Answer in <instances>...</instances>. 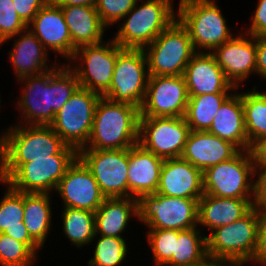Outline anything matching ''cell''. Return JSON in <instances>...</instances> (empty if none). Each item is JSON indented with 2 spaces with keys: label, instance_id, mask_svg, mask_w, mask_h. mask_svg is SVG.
Instances as JSON below:
<instances>
[{
  "label": "cell",
  "instance_id": "e0dca14e",
  "mask_svg": "<svg viewBox=\"0 0 266 266\" xmlns=\"http://www.w3.org/2000/svg\"><path fill=\"white\" fill-rule=\"evenodd\" d=\"M54 192L60 195L62 207L92 212L106 199L94 176L78 157L68 167Z\"/></svg>",
  "mask_w": 266,
  "mask_h": 266
},
{
  "label": "cell",
  "instance_id": "ba28073f",
  "mask_svg": "<svg viewBox=\"0 0 266 266\" xmlns=\"http://www.w3.org/2000/svg\"><path fill=\"white\" fill-rule=\"evenodd\" d=\"M256 171L249 150L203 172L204 194L255 200Z\"/></svg>",
  "mask_w": 266,
  "mask_h": 266
},
{
  "label": "cell",
  "instance_id": "d4e9b609",
  "mask_svg": "<svg viewBox=\"0 0 266 266\" xmlns=\"http://www.w3.org/2000/svg\"><path fill=\"white\" fill-rule=\"evenodd\" d=\"M255 206V200L224 198L203 194L198 201V227L210 232L242 218Z\"/></svg>",
  "mask_w": 266,
  "mask_h": 266
},
{
  "label": "cell",
  "instance_id": "60d3db41",
  "mask_svg": "<svg viewBox=\"0 0 266 266\" xmlns=\"http://www.w3.org/2000/svg\"><path fill=\"white\" fill-rule=\"evenodd\" d=\"M14 7L22 19L28 25L36 16L38 11L50 0H12Z\"/></svg>",
  "mask_w": 266,
  "mask_h": 266
},
{
  "label": "cell",
  "instance_id": "ab89813d",
  "mask_svg": "<svg viewBox=\"0 0 266 266\" xmlns=\"http://www.w3.org/2000/svg\"><path fill=\"white\" fill-rule=\"evenodd\" d=\"M255 10L251 16V23L244 29V33L254 37L266 36V0H257Z\"/></svg>",
  "mask_w": 266,
  "mask_h": 266
},
{
  "label": "cell",
  "instance_id": "f1b7e54d",
  "mask_svg": "<svg viewBox=\"0 0 266 266\" xmlns=\"http://www.w3.org/2000/svg\"><path fill=\"white\" fill-rule=\"evenodd\" d=\"M0 184L7 188L0 200V233L25 243L38 256L42 247L30 236L23 222L24 193L13 190L3 181Z\"/></svg>",
  "mask_w": 266,
  "mask_h": 266
},
{
  "label": "cell",
  "instance_id": "1f68e13d",
  "mask_svg": "<svg viewBox=\"0 0 266 266\" xmlns=\"http://www.w3.org/2000/svg\"><path fill=\"white\" fill-rule=\"evenodd\" d=\"M62 218V233L70 241L71 246L83 248L92 244L96 235L95 212L63 207L60 213Z\"/></svg>",
  "mask_w": 266,
  "mask_h": 266
},
{
  "label": "cell",
  "instance_id": "bcb514c9",
  "mask_svg": "<svg viewBox=\"0 0 266 266\" xmlns=\"http://www.w3.org/2000/svg\"><path fill=\"white\" fill-rule=\"evenodd\" d=\"M58 6H95L97 0H52Z\"/></svg>",
  "mask_w": 266,
  "mask_h": 266
},
{
  "label": "cell",
  "instance_id": "2e32d148",
  "mask_svg": "<svg viewBox=\"0 0 266 266\" xmlns=\"http://www.w3.org/2000/svg\"><path fill=\"white\" fill-rule=\"evenodd\" d=\"M188 100L183 75L149 76L140 117H184Z\"/></svg>",
  "mask_w": 266,
  "mask_h": 266
},
{
  "label": "cell",
  "instance_id": "52a82bcc",
  "mask_svg": "<svg viewBox=\"0 0 266 266\" xmlns=\"http://www.w3.org/2000/svg\"><path fill=\"white\" fill-rule=\"evenodd\" d=\"M149 76H180L197 53L186 27L175 19L144 48Z\"/></svg>",
  "mask_w": 266,
  "mask_h": 266
},
{
  "label": "cell",
  "instance_id": "5b68a950",
  "mask_svg": "<svg viewBox=\"0 0 266 266\" xmlns=\"http://www.w3.org/2000/svg\"><path fill=\"white\" fill-rule=\"evenodd\" d=\"M259 218L260 208L254 206L242 218L207 233L208 257L236 266L252 264L258 245Z\"/></svg>",
  "mask_w": 266,
  "mask_h": 266
},
{
  "label": "cell",
  "instance_id": "9c48e42d",
  "mask_svg": "<svg viewBox=\"0 0 266 266\" xmlns=\"http://www.w3.org/2000/svg\"><path fill=\"white\" fill-rule=\"evenodd\" d=\"M123 49L109 38L79 47L66 65L76 74L80 87L103 95L112 83L117 55Z\"/></svg>",
  "mask_w": 266,
  "mask_h": 266
},
{
  "label": "cell",
  "instance_id": "f6af8a7d",
  "mask_svg": "<svg viewBox=\"0 0 266 266\" xmlns=\"http://www.w3.org/2000/svg\"><path fill=\"white\" fill-rule=\"evenodd\" d=\"M256 75L266 81V36L256 37Z\"/></svg>",
  "mask_w": 266,
  "mask_h": 266
},
{
  "label": "cell",
  "instance_id": "5bb4252c",
  "mask_svg": "<svg viewBox=\"0 0 266 266\" xmlns=\"http://www.w3.org/2000/svg\"><path fill=\"white\" fill-rule=\"evenodd\" d=\"M78 154H55L50 158H32L23 163L6 181L21 193H54L57 184Z\"/></svg>",
  "mask_w": 266,
  "mask_h": 266
},
{
  "label": "cell",
  "instance_id": "b9f144b4",
  "mask_svg": "<svg viewBox=\"0 0 266 266\" xmlns=\"http://www.w3.org/2000/svg\"><path fill=\"white\" fill-rule=\"evenodd\" d=\"M266 264V209L260 208L258 226V245L253 259V265Z\"/></svg>",
  "mask_w": 266,
  "mask_h": 266
},
{
  "label": "cell",
  "instance_id": "7a4b0ae2",
  "mask_svg": "<svg viewBox=\"0 0 266 266\" xmlns=\"http://www.w3.org/2000/svg\"><path fill=\"white\" fill-rule=\"evenodd\" d=\"M5 130L0 135V181L3 182L32 158L78 154L63 142L50 125L14 124Z\"/></svg>",
  "mask_w": 266,
  "mask_h": 266
},
{
  "label": "cell",
  "instance_id": "f35d334b",
  "mask_svg": "<svg viewBox=\"0 0 266 266\" xmlns=\"http://www.w3.org/2000/svg\"><path fill=\"white\" fill-rule=\"evenodd\" d=\"M27 29L12 0H0V44Z\"/></svg>",
  "mask_w": 266,
  "mask_h": 266
},
{
  "label": "cell",
  "instance_id": "8d00e7d4",
  "mask_svg": "<svg viewBox=\"0 0 266 266\" xmlns=\"http://www.w3.org/2000/svg\"><path fill=\"white\" fill-rule=\"evenodd\" d=\"M146 239L151 248L153 266H165L175 252V229H148Z\"/></svg>",
  "mask_w": 266,
  "mask_h": 266
},
{
  "label": "cell",
  "instance_id": "7bdbcfd3",
  "mask_svg": "<svg viewBox=\"0 0 266 266\" xmlns=\"http://www.w3.org/2000/svg\"><path fill=\"white\" fill-rule=\"evenodd\" d=\"M255 171L266 167V136L255 140L249 148Z\"/></svg>",
  "mask_w": 266,
  "mask_h": 266
},
{
  "label": "cell",
  "instance_id": "6da1fadb",
  "mask_svg": "<svg viewBox=\"0 0 266 266\" xmlns=\"http://www.w3.org/2000/svg\"><path fill=\"white\" fill-rule=\"evenodd\" d=\"M18 79L22 92L15 106L22 119L17 124L50 125L62 106L80 87L76 74L66 65Z\"/></svg>",
  "mask_w": 266,
  "mask_h": 266
},
{
  "label": "cell",
  "instance_id": "836d02e7",
  "mask_svg": "<svg viewBox=\"0 0 266 266\" xmlns=\"http://www.w3.org/2000/svg\"><path fill=\"white\" fill-rule=\"evenodd\" d=\"M248 91V92H247ZM242 92L244 123L250 145L260 137L266 136V92L259 91L256 85L252 90Z\"/></svg>",
  "mask_w": 266,
  "mask_h": 266
},
{
  "label": "cell",
  "instance_id": "4dcf8cb0",
  "mask_svg": "<svg viewBox=\"0 0 266 266\" xmlns=\"http://www.w3.org/2000/svg\"><path fill=\"white\" fill-rule=\"evenodd\" d=\"M197 226L187 230H175V252L165 266H192L207 257L206 234Z\"/></svg>",
  "mask_w": 266,
  "mask_h": 266
},
{
  "label": "cell",
  "instance_id": "603a6c76",
  "mask_svg": "<svg viewBox=\"0 0 266 266\" xmlns=\"http://www.w3.org/2000/svg\"><path fill=\"white\" fill-rule=\"evenodd\" d=\"M240 151L232 142L207 131H190L181 158L204 172L232 159Z\"/></svg>",
  "mask_w": 266,
  "mask_h": 266
},
{
  "label": "cell",
  "instance_id": "d6986e66",
  "mask_svg": "<svg viewBox=\"0 0 266 266\" xmlns=\"http://www.w3.org/2000/svg\"><path fill=\"white\" fill-rule=\"evenodd\" d=\"M27 28L42 43L45 49L65 58L66 64L73 56V44L60 6L50 0L43 6ZM60 54V55H59Z\"/></svg>",
  "mask_w": 266,
  "mask_h": 266
},
{
  "label": "cell",
  "instance_id": "277c9868",
  "mask_svg": "<svg viewBox=\"0 0 266 266\" xmlns=\"http://www.w3.org/2000/svg\"><path fill=\"white\" fill-rule=\"evenodd\" d=\"M173 3L172 0H137L120 20L122 24L119 23L112 39L122 48L144 49L177 19Z\"/></svg>",
  "mask_w": 266,
  "mask_h": 266
},
{
  "label": "cell",
  "instance_id": "c3c4849f",
  "mask_svg": "<svg viewBox=\"0 0 266 266\" xmlns=\"http://www.w3.org/2000/svg\"><path fill=\"white\" fill-rule=\"evenodd\" d=\"M252 266H253V265H252ZM259 266H266V264H260V263H259Z\"/></svg>",
  "mask_w": 266,
  "mask_h": 266
},
{
  "label": "cell",
  "instance_id": "4fadbf2b",
  "mask_svg": "<svg viewBox=\"0 0 266 266\" xmlns=\"http://www.w3.org/2000/svg\"><path fill=\"white\" fill-rule=\"evenodd\" d=\"M190 133L184 117H140L139 141L162 159L179 158Z\"/></svg>",
  "mask_w": 266,
  "mask_h": 266
},
{
  "label": "cell",
  "instance_id": "e575fe53",
  "mask_svg": "<svg viewBox=\"0 0 266 266\" xmlns=\"http://www.w3.org/2000/svg\"><path fill=\"white\" fill-rule=\"evenodd\" d=\"M94 240V255L87 262L89 266H120L126 261L130 249L125 238L95 235L92 242Z\"/></svg>",
  "mask_w": 266,
  "mask_h": 266
},
{
  "label": "cell",
  "instance_id": "ac0fdd59",
  "mask_svg": "<svg viewBox=\"0 0 266 266\" xmlns=\"http://www.w3.org/2000/svg\"><path fill=\"white\" fill-rule=\"evenodd\" d=\"M240 33V34H239ZM211 54L225 73L226 78L237 88L243 86L249 76L256 75V37L239 31L237 36L214 49ZM241 83V84H240Z\"/></svg>",
  "mask_w": 266,
  "mask_h": 266
},
{
  "label": "cell",
  "instance_id": "7c38bea8",
  "mask_svg": "<svg viewBox=\"0 0 266 266\" xmlns=\"http://www.w3.org/2000/svg\"><path fill=\"white\" fill-rule=\"evenodd\" d=\"M148 78V62L144 49L124 48L117 55L112 83L102 97L140 109Z\"/></svg>",
  "mask_w": 266,
  "mask_h": 266
},
{
  "label": "cell",
  "instance_id": "f546056e",
  "mask_svg": "<svg viewBox=\"0 0 266 266\" xmlns=\"http://www.w3.org/2000/svg\"><path fill=\"white\" fill-rule=\"evenodd\" d=\"M51 195L49 193H24L23 222L30 236L42 248L53 226Z\"/></svg>",
  "mask_w": 266,
  "mask_h": 266
},
{
  "label": "cell",
  "instance_id": "3957f363",
  "mask_svg": "<svg viewBox=\"0 0 266 266\" xmlns=\"http://www.w3.org/2000/svg\"><path fill=\"white\" fill-rule=\"evenodd\" d=\"M140 109L101 97L97 103L92 131L81 150L127 149L139 141Z\"/></svg>",
  "mask_w": 266,
  "mask_h": 266
},
{
  "label": "cell",
  "instance_id": "44dd1931",
  "mask_svg": "<svg viewBox=\"0 0 266 266\" xmlns=\"http://www.w3.org/2000/svg\"><path fill=\"white\" fill-rule=\"evenodd\" d=\"M156 193L170 197L200 199L204 194L203 172L181 157L165 159Z\"/></svg>",
  "mask_w": 266,
  "mask_h": 266
},
{
  "label": "cell",
  "instance_id": "7402d4cb",
  "mask_svg": "<svg viewBox=\"0 0 266 266\" xmlns=\"http://www.w3.org/2000/svg\"><path fill=\"white\" fill-rule=\"evenodd\" d=\"M12 39H14L13 49L8 51L7 59L13 65L12 69L17 80L22 77L41 74L59 64L58 58H56L55 63H50L49 52L28 28L3 41L0 46Z\"/></svg>",
  "mask_w": 266,
  "mask_h": 266
},
{
  "label": "cell",
  "instance_id": "7dc6e473",
  "mask_svg": "<svg viewBox=\"0 0 266 266\" xmlns=\"http://www.w3.org/2000/svg\"><path fill=\"white\" fill-rule=\"evenodd\" d=\"M192 266H236L232 262L207 257L203 262Z\"/></svg>",
  "mask_w": 266,
  "mask_h": 266
},
{
  "label": "cell",
  "instance_id": "9a60e30c",
  "mask_svg": "<svg viewBox=\"0 0 266 266\" xmlns=\"http://www.w3.org/2000/svg\"><path fill=\"white\" fill-rule=\"evenodd\" d=\"M78 158L90 170L106 198L128 197L129 148L79 150Z\"/></svg>",
  "mask_w": 266,
  "mask_h": 266
},
{
  "label": "cell",
  "instance_id": "8fae6325",
  "mask_svg": "<svg viewBox=\"0 0 266 266\" xmlns=\"http://www.w3.org/2000/svg\"><path fill=\"white\" fill-rule=\"evenodd\" d=\"M99 93L79 87L50 124L63 142L77 152L85 148L93 126Z\"/></svg>",
  "mask_w": 266,
  "mask_h": 266
},
{
  "label": "cell",
  "instance_id": "74e56055",
  "mask_svg": "<svg viewBox=\"0 0 266 266\" xmlns=\"http://www.w3.org/2000/svg\"><path fill=\"white\" fill-rule=\"evenodd\" d=\"M137 0H97L95 8L102 24L111 27L127 15L135 6Z\"/></svg>",
  "mask_w": 266,
  "mask_h": 266
},
{
  "label": "cell",
  "instance_id": "30bf717a",
  "mask_svg": "<svg viewBox=\"0 0 266 266\" xmlns=\"http://www.w3.org/2000/svg\"><path fill=\"white\" fill-rule=\"evenodd\" d=\"M198 201L159 193L142 195L138 199V221L148 229H191L198 226Z\"/></svg>",
  "mask_w": 266,
  "mask_h": 266
},
{
  "label": "cell",
  "instance_id": "484cf974",
  "mask_svg": "<svg viewBox=\"0 0 266 266\" xmlns=\"http://www.w3.org/2000/svg\"><path fill=\"white\" fill-rule=\"evenodd\" d=\"M235 90L220 106L207 132L232 142L240 150H249L245 130L242 92Z\"/></svg>",
  "mask_w": 266,
  "mask_h": 266
},
{
  "label": "cell",
  "instance_id": "ee69618b",
  "mask_svg": "<svg viewBox=\"0 0 266 266\" xmlns=\"http://www.w3.org/2000/svg\"><path fill=\"white\" fill-rule=\"evenodd\" d=\"M255 206L266 209V167L256 170Z\"/></svg>",
  "mask_w": 266,
  "mask_h": 266
},
{
  "label": "cell",
  "instance_id": "d6a6232c",
  "mask_svg": "<svg viewBox=\"0 0 266 266\" xmlns=\"http://www.w3.org/2000/svg\"><path fill=\"white\" fill-rule=\"evenodd\" d=\"M231 94L214 93L189 96L184 118L190 131H207L221 104Z\"/></svg>",
  "mask_w": 266,
  "mask_h": 266
},
{
  "label": "cell",
  "instance_id": "4316f807",
  "mask_svg": "<svg viewBox=\"0 0 266 266\" xmlns=\"http://www.w3.org/2000/svg\"><path fill=\"white\" fill-rule=\"evenodd\" d=\"M138 220V199L106 198L95 211L96 235L124 238L130 219Z\"/></svg>",
  "mask_w": 266,
  "mask_h": 266
},
{
  "label": "cell",
  "instance_id": "ffe728a7",
  "mask_svg": "<svg viewBox=\"0 0 266 266\" xmlns=\"http://www.w3.org/2000/svg\"><path fill=\"white\" fill-rule=\"evenodd\" d=\"M188 96L233 93L237 88L226 78L211 53L197 52L184 70Z\"/></svg>",
  "mask_w": 266,
  "mask_h": 266
},
{
  "label": "cell",
  "instance_id": "cb8c5ba5",
  "mask_svg": "<svg viewBox=\"0 0 266 266\" xmlns=\"http://www.w3.org/2000/svg\"><path fill=\"white\" fill-rule=\"evenodd\" d=\"M164 159L145 150L140 144L129 148L128 197L139 199L154 194L160 180Z\"/></svg>",
  "mask_w": 266,
  "mask_h": 266
},
{
  "label": "cell",
  "instance_id": "d590c367",
  "mask_svg": "<svg viewBox=\"0 0 266 266\" xmlns=\"http://www.w3.org/2000/svg\"><path fill=\"white\" fill-rule=\"evenodd\" d=\"M38 257L25 243L0 233L1 266H33Z\"/></svg>",
  "mask_w": 266,
  "mask_h": 266
},
{
  "label": "cell",
  "instance_id": "8992f818",
  "mask_svg": "<svg viewBox=\"0 0 266 266\" xmlns=\"http://www.w3.org/2000/svg\"><path fill=\"white\" fill-rule=\"evenodd\" d=\"M177 18L186 27L196 52L211 53L232 39L220 6L215 0H180Z\"/></svg>",
  "mask_w": 266,
  "mask_h": 266
},
{
  "label": "cell",
  "instance_id": "83f0119b",
  "mask_svg": "<svg viewBox=\"0 0 266 266\" xmlns=\"http://www.w3.org/2000/svg\"><path fill=\"white\" fill-rule=\"evenodd\" d=\"M76 49L104 41L107 28L102 24L95 6H60Z\"/></svg>",
  "mask_w": 266,
  "mask_h": 266
}]
</instances>
